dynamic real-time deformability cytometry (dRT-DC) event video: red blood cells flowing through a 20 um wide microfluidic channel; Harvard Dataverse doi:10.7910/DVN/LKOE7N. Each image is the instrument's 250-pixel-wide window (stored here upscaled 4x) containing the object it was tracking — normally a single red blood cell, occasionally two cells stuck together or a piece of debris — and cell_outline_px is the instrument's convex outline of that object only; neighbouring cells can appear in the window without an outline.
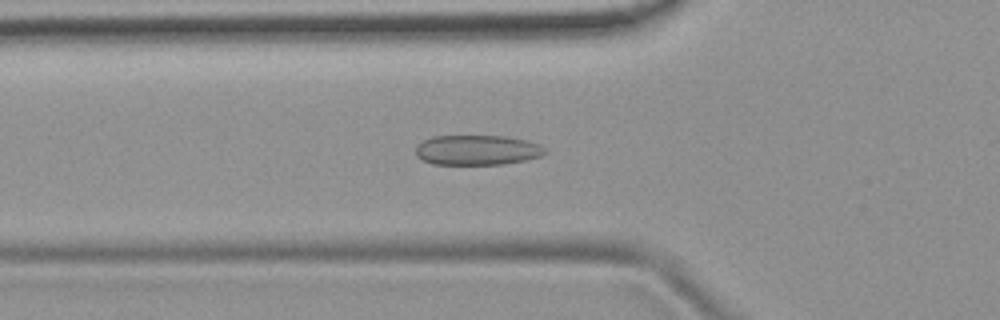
{"species": "common noctule bat (a hibernating species)", "species_latin": "Nyctalus noctula", "temperature_condition": "room temperature", "stored_images_in_passage": 52, "camera_frame_rate_fps": 3000, "um_per_image_px": 0.085, "animal": {"sex": "female", "body_mass_g": 19.9}, "frame": {"image": 1, "passage_image": 18, "time_ms": 5.667, "image_size_px": [1000, 320], "cell_outline_px": [[548, 152], [540, 156], [524, 160], [504, 164], [432, 164], [416, 156], [416, 144], [432, 136], [504, 136], [524, 140], [540, 144]], "centroid_in_image_um": [40.54, 12.75], "position_along_channel_um": 85.3, "area_um2": 22.54}}
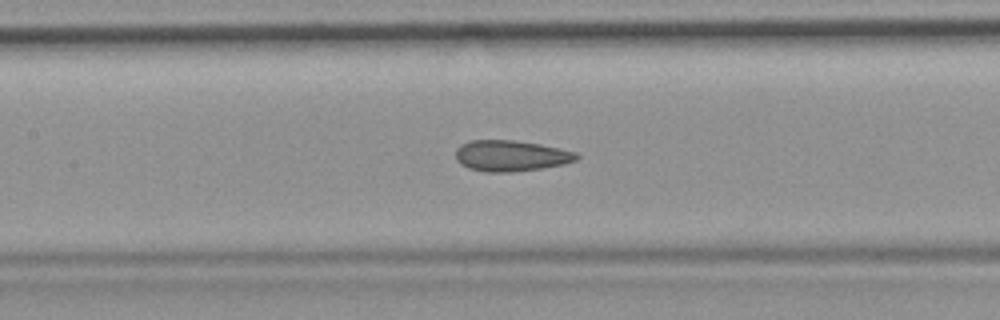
{"frame": {"image": 2, "passage_image": 24, "time_ms": 7.667, "image_size_px": [1000, 320], "cell_outline_px": [[580, 156], [576, 160], [564, 164], [540, 168], [512, 172], [484, 172], [468, 168], [460, 164], [456, 160], [456, 148], [460, 144], [472, 140], [516, 140], [540, 144], [576, 152]], "centroid_in_image_um": [43.39, 13.24], "position_along_channel_um": 164.0, "area_um2": 21.91}}
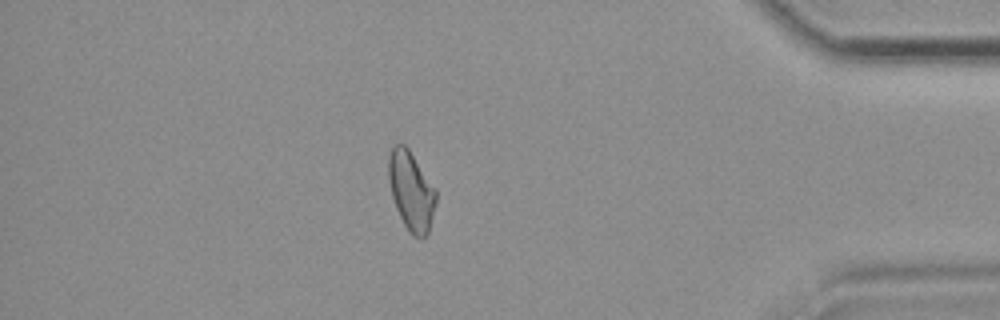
{"frame": {"image": 3, "passage_image": 45, "time_ms": 14.667, "image_size_px": [1000, 320], "cell_outline_px": [[436, 204], [428, 232], [420, 240], [412, 236], [408, 232], [396, 208], [392, 196], [388, 180], [388, 156], [392, 148], [396, 144], [404, 144], [408, 148], [436, 188]], "centroid_in_image_um": [34.95, 16.24], "position_along_channel_um": 400.2, "area_um2": 21.96}, "authors_computed_cell_mechanics": {"area_um2": 22.2819, "velocity_mm_per_s": 3.9081, "shape_relaxation_time_tau1_ms": null, "shape_relaxation_time_tau2_ms": 1.9897, "deformation_change_tau1": null, "deformation_change_tau2": 0.0941}}